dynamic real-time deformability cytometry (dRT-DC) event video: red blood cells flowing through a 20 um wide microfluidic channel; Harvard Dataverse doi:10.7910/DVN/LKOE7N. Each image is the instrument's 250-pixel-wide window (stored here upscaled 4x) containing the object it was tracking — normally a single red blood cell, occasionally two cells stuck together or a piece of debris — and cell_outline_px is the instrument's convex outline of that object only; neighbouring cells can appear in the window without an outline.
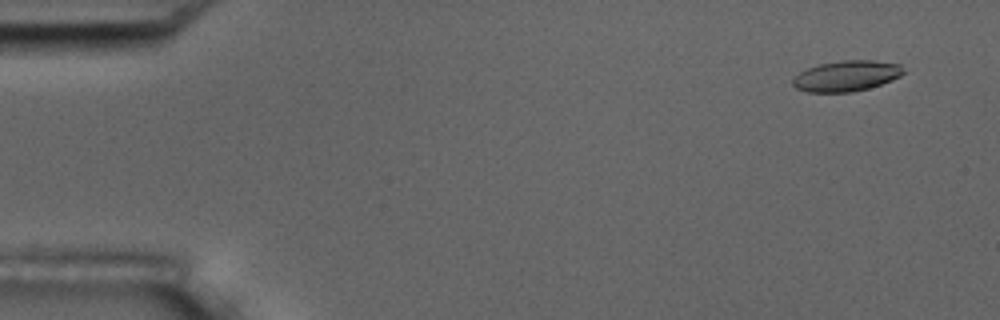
{"species": "common noctule bat (a hibernating species)", "species_latin": "Nyctalus noctula", "temperature_condition": "room temperature", "stored_images_in_passage": 4, "camera_frame_rate_fps": 3000, "um_per_image_px": 0.085, "animal": {"sex": "male", "body_mass_g": 17.5, "forearm_length_mm": 52.3}, "frame": {"image": 1, "passage_image": 1, "time_ms": 0.0, "image_size_px": [1000, 320], "cell_outline_px": [[904, 72], [900, 76], [892, 80], [868, 88], [852, 92], [808, 92], [796, 88], [792, 84], [792, 80], [800, 72], [808, 68], [820, 64], [844, 60], [872, 60], [900, 64]], "centroid_in_image_um": [71.95, 6.45], "position_along_channel_um": 13.1, "area_um2": 19.59}}
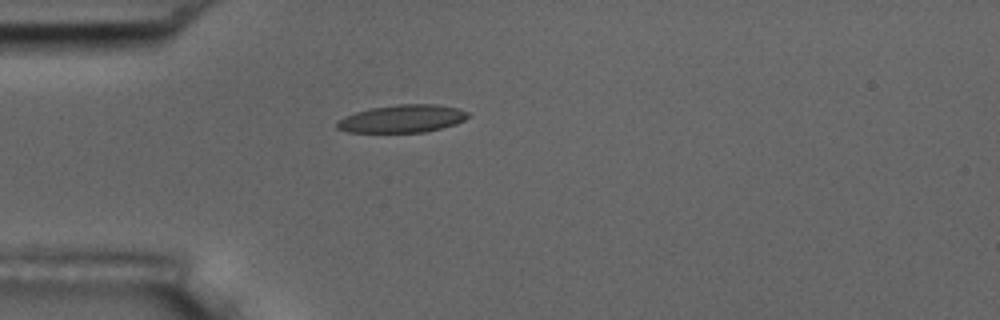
{"frame": {"image": 2, "passage_image": 4, "time_ms": 4.0, "image_size_px": [1000, 320], "cell_outline_px": [[468, 116], [464, 120], [456, 124], [424, 132], [348, 132], [336, 128], [336, 124], [344, 116], [356, 112], [372, 108], [396, 104], [436, 104], [460, 108], [468, 112]], "centroid_in_image_um": [34.21, 10.08], "position_along_channel_um": 50.8, "area_um2": 21.1}}